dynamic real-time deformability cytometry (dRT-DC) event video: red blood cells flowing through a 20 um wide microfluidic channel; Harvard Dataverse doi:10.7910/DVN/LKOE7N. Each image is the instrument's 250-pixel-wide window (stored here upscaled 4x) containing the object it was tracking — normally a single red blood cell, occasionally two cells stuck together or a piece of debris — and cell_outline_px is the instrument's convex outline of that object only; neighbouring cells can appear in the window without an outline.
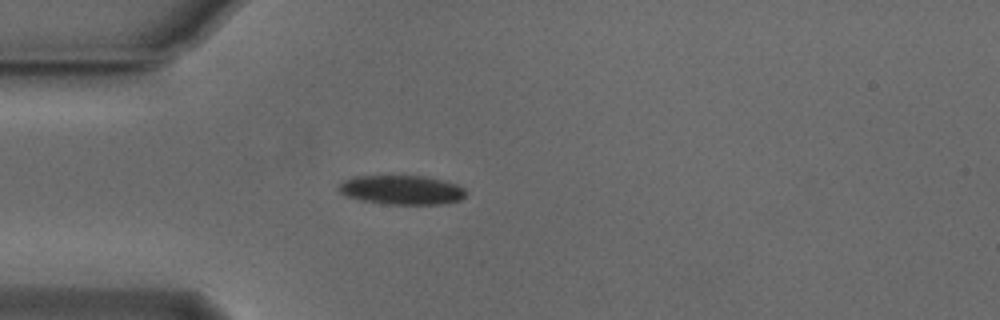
{"species": "Egyptian fruit bat (a non-hibernating species)", "species_latin": "Rousettus aegyptiacus", "temperature_condition": "cold", "stored_images_in_passage": 40, "camera_frame_rate_fps": 3000, "um_per_image_px": 0.085, "animal": {"sex": "male"}, "frame": {"image": 1, "passage_image": 1, "time_ms": 0.0, "image_size_px": [1000, 320], "cell_outline_px": [[464, 196], [460, 200], [440, 204], [384, 204], [360, 200], [348, 196], [340, 192], [336, 188], [344, 180], [352, 176], [424, 176], [444, 180], [456, 184], [464, 188]], "centroid_in_image_um": [34.11, 16.14], "position_along_channel_um": 50.9, "area_um2": 21.62}}
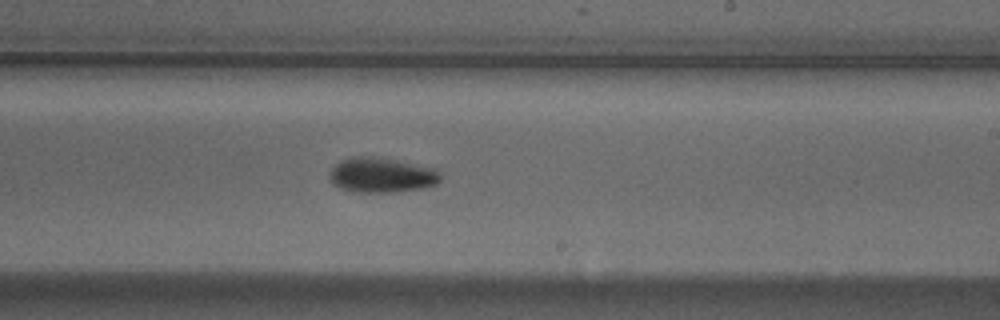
{"frame": {"image": 2, "passage_image": 18, "time_ms": 5.667, "image_size_px": [1000, 320], "cell_outline_px": [[440, 180], [436, 184], [428, 188], [400, 192], [360, 192], [340, 188], [332, 184], [328, 176], [332, 168], [340, 160], [352, 156], [380, 156], [436, 168], [440, 172]], "centroid_in_image_um": [32.46, 14.87], "position_along_channel_um": 256.5, "area_um2": 23.18}}
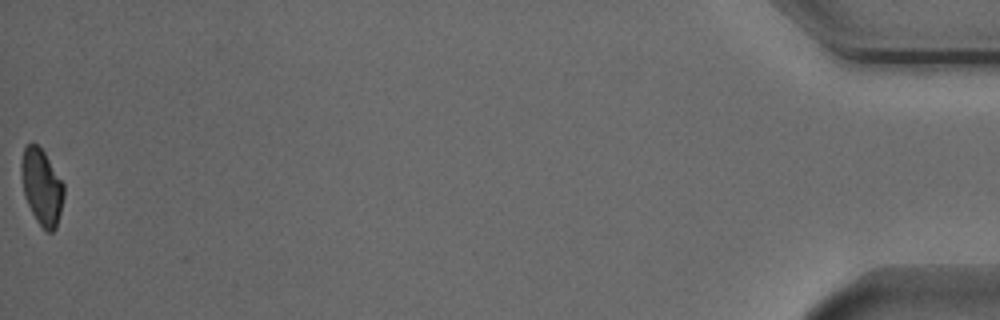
{"frame": {"image": 3, "passage_image": 40, "time_ms": 13.0, "image_size_px": [1000, 320], "cell_outline_px": [[64, 196], [56, 228], [52, 232], [48, 232], [36, 220], [28, 204], [24, 192], [20, 172], [20, 164], [24, 148], [32, 140], [44, 152], [64, 184]], "centroid_in_image_um": [3.54, 15.85], "position_along_channel_um": 431.7, "area_um2": 18.67}, "authors_computed_cell_mechanics": {"area_um2": 21.4438, "velocity_mm_per_s": 3.8177, "shape_relaxation_time_tau1_ms": 3.7342, "shape_relaxation_time_tau2_ms": null, "deformation_change_tau1": 0.1132, "deformation_change_tau2": null}}